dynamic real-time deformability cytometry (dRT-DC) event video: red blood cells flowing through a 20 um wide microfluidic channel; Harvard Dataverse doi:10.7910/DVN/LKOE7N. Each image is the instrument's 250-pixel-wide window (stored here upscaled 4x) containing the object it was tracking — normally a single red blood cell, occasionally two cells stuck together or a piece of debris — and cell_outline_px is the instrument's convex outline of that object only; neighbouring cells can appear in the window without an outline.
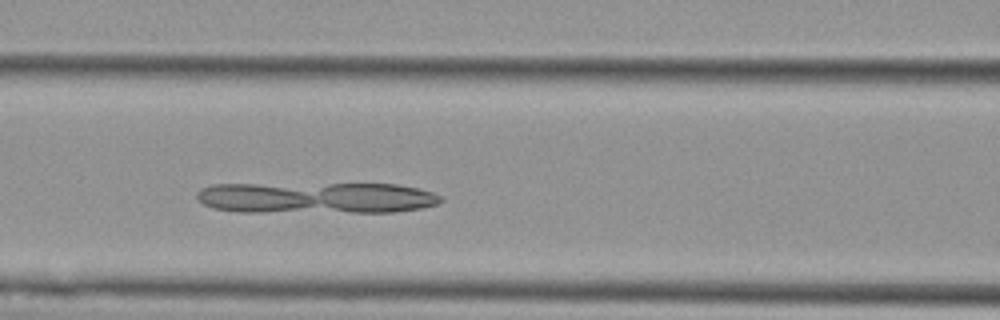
{"species": "Egyptian fruit bat (a non-hibernating species)", "species_latin": "Rousettus aegyptiacus", "temperature_condition": "cold", "stored_images_in_passage": 47, "camera_frame_rate_fps": 3000, "um_per_image_px": 0.085, "animal": {"sex": "female"}, "frame": {"image": 1, "passage_image": 16, "time_ms": 5.0, "image_size_px": [1000, 320], "cell_outline_px": [[444, 200], [440, 204], [420, 208], [392, 212], [240, 212], [212, 208], [204, 204], [196, 196], [196, 192], [200, 188], [212, 184], [396, 184], [420, 188], [432, 192], [440, 196]], "centroid_in_image_um": [26.88, 16.81], "position_along_channel_um": 139.7, "area_um2": 44.97}}
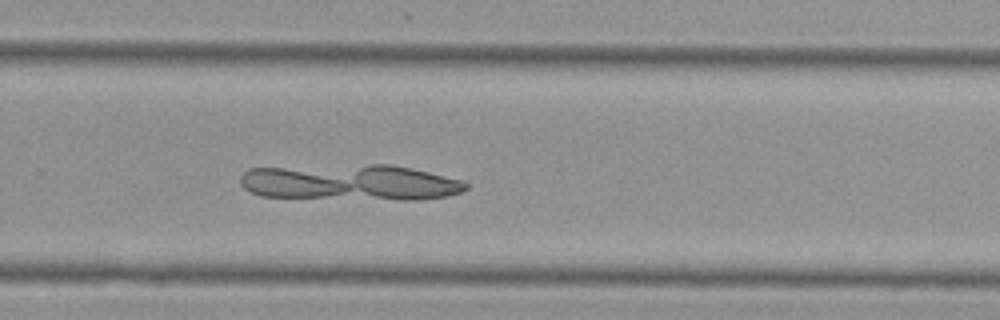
{"frame": {"image": 2, "passage_image": 29, "time_ms": 9.333, "image_size_px": [1000, 320], "cell_outline_px": [[468, 188], [460, 192], [448, 196], [420, 200], [400, 200], [260, 196], [244, 188], [240, 184], [240, 176], [248, 168], [372, 164], [392, 164], [412, 168], [460, 180], [468, 184]], "centroid_in_image_um": [29.77, 15.51], "position_along_channel_um": 300.0, "area_um2": 47.4}}
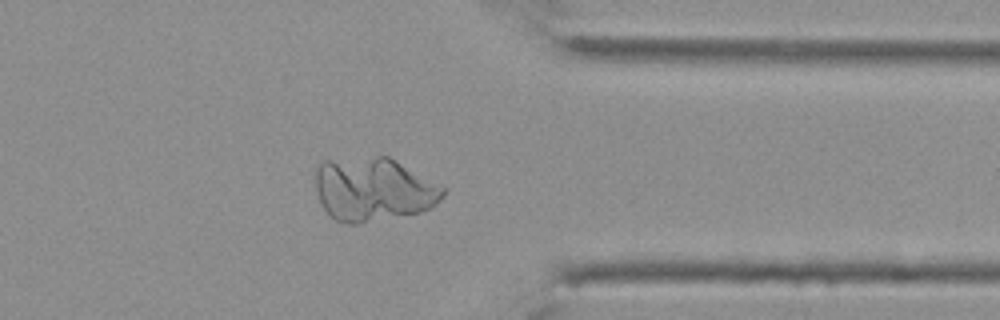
{"frame": {"image": 3, "passage_image": 36, "time_ms": 11.667, "image_size_px": [1000, 320], "cell_outline_px": [[444, 196], [436, 204], [420, 212], [360, 224], [344, 224], [328, 216], [320, 204], [316, 192], [316, 168], [324, 160], [376, 156], [388, 156], [444, 188]], "centroid_in_image_um": [31.68, 16.12], "position_along_channel_um": 379.7, "area_um2": 47.34}}